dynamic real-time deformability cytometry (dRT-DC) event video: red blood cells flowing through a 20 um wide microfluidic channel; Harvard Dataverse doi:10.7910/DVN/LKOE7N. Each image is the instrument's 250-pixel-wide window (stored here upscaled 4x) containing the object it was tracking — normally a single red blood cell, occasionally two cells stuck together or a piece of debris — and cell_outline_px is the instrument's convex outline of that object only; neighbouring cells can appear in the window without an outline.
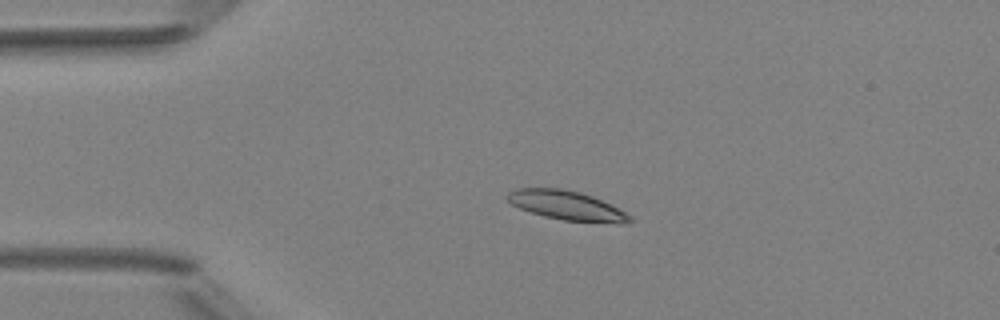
{"species": "Egyptian fruit bat (a non-hibernating species)", "species_latin": "Rousettus aegyptiacus", "temperature_condition": "room temperature", "stored_images_in_passage": 9, "camera_frame_rate_fps": 3000, "um_per_image_px": 0.085, "animal": {"sex": "female"}, "frame": {"image": 1, "passage_image": 4, "time_ms": 3.333, "image_size_px": [1000, 320], "cell_outline_px": [[632, 220], [624, 224], [616, 224], [564, 220], [544, 216], [520, 208], [512, 204], [508, 200], [508, 192], [516, 188], [560, 188], [580, 192], [592, 196], [632, 216]], "centroid_in_image_um": [48.18, 17.47], "position_along_channel_um": 36.8, "area_um2": 20.63}}
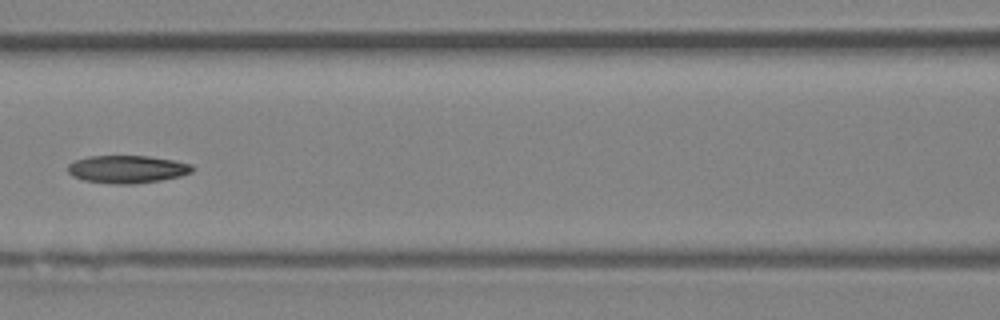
{"frame": {"image": 2, "passage_image": 7, "time_ms": 7.0, "image_size_px": [1000, 320], "cell_outline_px": [[192, 172], [180, 176], [160, 180], [132, 184], [116, 184], [84, 180], [72, 176], [68, 172], [68, 164], [76, 160], [88, 156], [148, 156], [172, 160], [192, 164]], "centroid_in_image_um": [10.79, 14.38], "position_along_channel_um": 155.8, "area_um2": 19.94}}
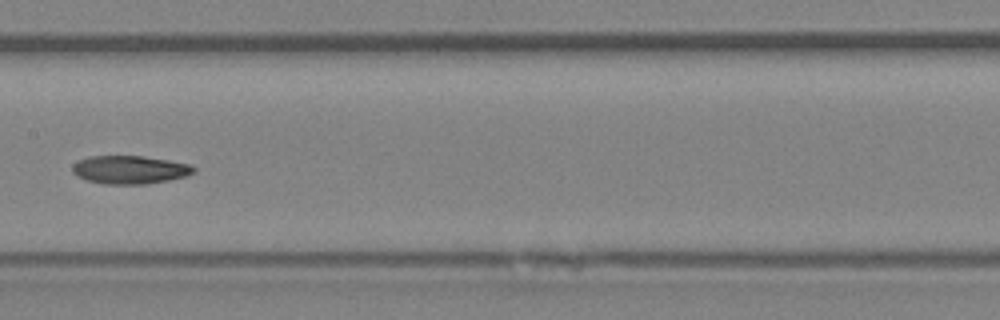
{"frame": {"image": 3, "passage_image": 8, "time_ms": 8.0, "image_size_px": [1000, 320], "cell_outline_px": [[196, 168], [192, 172], [184, 176], [168, 180], [148, 184], [104, 184], [88, 180], [76, 176], [72, 172], [72, 164], [88, 156], [144, 156], [192, 164]], "centroid_in_image_um": [11.01, 14.42], "position_along_channel_um": 196.4, "area_um2": 19.94}}